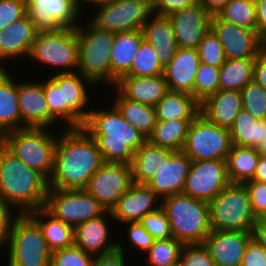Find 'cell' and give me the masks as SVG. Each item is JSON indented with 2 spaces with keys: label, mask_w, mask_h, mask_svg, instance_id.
Returning <instances> with one entry per match:
<instances>
[{
  "label": "cell",
  "mask_w": 266,
  "mask_h": 266,
  "mask_svg": "<svg viewBox=\"0 0 266 266\" xmlns=\"http://www.w3.org/2000/svg\"><path fill=\"white\" fill-rule=\"evenodd\" d=\"M200 106V114L220 127L230 129L238 113L243 109L240 91L219 90L205 98Z\"/></svg>",
  "instance_id": "obj_26"
},
{
  "label": "cell",
  "mask_w": 266,
  "mask_h": 266,
  "mask_svg": "<svg viewBox=\"0 0 266 266\" xmlns=\"http://www.w3.org/2000/svg\"><path fill=\"white\" fill-rule=\"evenodd\" d=\"M8 69H0V138L5 133L21 129L18 81Z\"/></svg>",
  "instance_id": "obj_30"
},
{
  "label": "cell",
  "mask_w": 266,
  "mask_h": 266,
  "mask_svg": "<svg viewBox=\"0 0 266 266\" xmlns=\"http://www.w3.org/2000/svg\"><path fill=\"white\" fill-rule=\"evenodd\" d=\"M109 0H76V3H77V7L80 11H83L84 10V13L85 11L87 10V7L85 6L86 5H89L88 9L92 8V6H96V5H99V4H102V3H106L108 2ZM85 7V8H84Z\"/></svg>",
  "instance_id": "obj_60"
},
{
  "label": "cell",
  "mask_w": 266,
  "mask_h": 266,
  "mask_svg": "<svg viewBox=\"0 0 266 266\" xmlns=\"http://www.w3.org/2000/svg\"><path fill=\"white\" fill-rule=\"evenodd\" d=\"M243 110L257 120H266V90L252 80L241 91Z\"/></svg>",
  "instance_id": "obj_43"
},
{
  "label": "cell",
  "mask_w": 266,
  "mask_h": 266,
  "mask_svg": "<svg viewBox=\"0 0 266 266\" xmlns=\"http://www.w3.org/2000/svg\"><path fill=\"white\" fill-rule=\"evenodd\" d=\"M53 72L54 70L51 72L53 75L51 74L49 78L42 81L50 115L60 123L59 125L64 122L61 130L62 128H82L91 110L89 107L93 105L91 90L88 89L95 85L77 71L73 73Z\"/></svg>",
  "instance_id": "obj_4"
},
{
  "label": "cell",
  "mask_w": 266,
  "mask_h": 266,
  "mask_svg": "<svg viewBox=\"0 0 266 266\" xmlns=\"http://www.w3.org/2000/svg\"><path fill=\"white\" fill-rule=\"evenodd\" d=\"M252 180L266 183V158L261 156L259 157L255 174Z\"/></svg>",
  "instance_id": "obj_59"
},
{
  "label": "cell",
  "mask_w": 266,
  "mask_h": 266,
  "mask_svg": "<svg viewBox=\"0 0 266 266\" xmlns=\"http://www.w3.org/2000/svg\"><path fill=\"white\" fill-rule=\"evenodd\" d=\"M154 109L157 121L194 120L200 114L199 102L185 92L168 91Z\"/></svg>",
  "instance_id": "obj_32"
},
{
  "label": "cell",
  "mask_w": 266,
  "mask_h": 266,
  "mask_svg": "<svg viewBox=\"0 0 266 266\" xmlns=\"http://www.w3.org/2000/svg\"><path fill=\"white\" fill-rule=\"evenodd\" d=\"M249 196L252 211L255 218H266V183L256 180H249L244 183Z\"/></svg>",
  "instance_id": "obj_48"
},
{
  "label": "cell",
  "mask_w": 266,
  "mask_h": 266,
  "mask_svg": "<svg viewBox=\"0 0 266 266\" xmlns=\"http://www.w3.org/2000/svg\"><path fill=\"white\" fill-rule=\"evenodd\" d=\"M26 15L38 31L75 29L84 16L76 0H26Z\"/></svg>",
  "instance_id": "obj_15"
},
{
  "label": "cell",
  "mask_w": 266,
  "mask_h": 266,
  "mask_svg": "<svg viewBox=\"0 0 266 266\" xmlns=\"http://www.w3.org/2000/svg\"><path fill=\"white\" fill-rule=\"evenodd\" d=\"M95 256L87 254L73 245L69 248L53 251L50 266H93Z\"/></svg>",
  "instance_id": "obj_45"
},
{
  "label": "cell",
  "mask_w": 266,
  "mask_h": 266,
  "mask_svg": "<svg viewBox=\"0 0 266 266\" xmlns=\"http://www.w3.org/2000/svg\"><path fill=\"white\" fill-rule=\"evenodd\" d=\"M229 0H199V3L211 14L217 13L227 4Z\"/></svg>",
  "instance_id": "obj_58"
},
{
  "label": "cell",
  "mask_w": 266,
  "mask_h": 266,
  "mask_svg": "<svg viewBox=\"0 0 266 266\" xmlns=\"http://www.w3.org/2000/svg\"><path fill=\"white\" fill-rule=\"evenodd\" d=\"M232 146L229 129L199 114L190 124L183 152L192 160H226Z\"/></svg>",
  "instance_id": "obj_12"
},
{
  "label": "cell",
  "mask_w": 266,
  "mask_h": 266,
  "mask_svg": "<svg viewBox=\"0 0 266 266\" xmlns=\"http://www.w3.org/2000/svg\"><path fill=\"white\" fill-rule=\"evenodd\" d=\"M259 266H266V259L265 262L263 264H260Z\"/></svg>",
  "instance_id": "obj_64"
},
{
  "label": "cell",
  "mask_w": 266,
  "mask_h": 266,
  "mask_svg": "<svg viewBox=\"0 0 266 266\" xmlns=\"http://www.w3.org/2000/svg\"><path fill=\"white\" fill-rule=\"evenodd\" d=\"M146 1L151 7H154L159 0H143Z\"/></svg>",
  "instance_id": "obj_62"
},
{
  "label": "cell",
  "mask_w": 266,
  "mask_h": 266,
  "mask_svg": "<svg viewBox=\"0 0 266 266\" xmlns=\"http://www.w3.org/2000/svg\"><path fill=\"white\" fill-rule=\"evenodd\" d=\"M112 214L107 211L100 217L88 220L73 228L74 245L81 248L87 254L100 256L117 250V240L110 237V223ZM109 227V228H108Z\"/></svg>",
  "instance_id": "obj_22"
},
{
  "label": "cell",
  "mask_w": 266,
  "mask_h": 266,
  "mask_svg": "<svg viewBox=\"0 0 266 266\" xmlns=\"http://www.w3.org/2000/svg\"><path fill=\"white\" fill-rule=\"evenodd\" d=\"M115 87L128 99L155 106L169 91L163 74L155 76H122Z\"/></svg>",
  "instance_id": "obj_28"
},
{
  "label": "cell",
  "mask_w": 266,
  "mask_h": 266,
  "mask_svg": "<svg viewBox=\"0 0 266 266\" xmlns=\"http://www.w3.org/2000/svg\"><path fill=\"white\" fill-rule=\"evenodd\" d=\"M160 207L161 199L147 184L132 183L110 210L112 222L114 220L115 223L122 224V226L128 222H140L146 214L152 213Z\"/></svg>",
  "instance_id": "obj_19"
},
{
  "label": "cell",
  "mask_w": 266,
  "mask_h": 266,
  "mask_svg": "<svg viewBox=\"0 0 266 266\" xmlns=\"http://www.w3.org/2000/svg\"><path fill=\"white\" fill-rule=\"evenodd\" d=\"M7 266H50L52 251L39 225L28 215L18 214L10 228Z\"/></svg>",
  "instance_id": "obj_8"
},
{
  "label": "cell",
  "mask_w": 266,
  "mask_h": 266,
  "mask_svg": "<svg viewBox=\"0 0 266 266\" xmlns=\"http://www.w3.org/2000/svg\"><path fill=\"white\" fill-rule=\"evenodd\" d=\"M197 51L200 63L220 67L226 60L223 47L211 28L199 43Z\"/></svg>",
  "instance_id": "obj_44"
},
{
  "label": "cell",
  "mask_w": 266,
  "mask_h": 266,
  "mask_svg": "<svg viewBox=\"0 0 266 266\" xmlns=\"http://www.w3.org/2000/svg\"><path fill=\"white\" fill-rule=\"evenodd\" d=\"M18 103L21 128L45 127L54 129L52 128L54 125L58 126L57 121L50 115L42 87V79L38 82L18 81Z\"/></svg>",
  "instance_id": "obj_20"
},
{
  "label": "cell",
  "mask_w": 266,
  "mask_h": 266,
  "mask_svg": "<svg viewBox=\"0 0 266 266\" xmlns=\"http://www.w3.org/2000/svg\"><path fill=\"white\" fill-rule=\"evenodd\" d=\"M253 80L266 90V46L255 58Z\"/></svg>",
  "instance_id": "obj_55"
},
{
  "label": "cell",
  "mask_w": 266,
  "mask_h": 266,
  "mask_svg": "<svg viewBox=\"0 0 266 266\" xmlns=\"http://www.w3.org/2000/svg\"><path fill=\"white\" fill-rule=\"evenodd\" d=\"M114 98L111 100L121 112L123 118L142 135L148 138L155 129L157 118L153 106L138 103L126 98L115 86L112 87ZM116 90V91H114Z\"/></svg>",
  "instance_id": "obj_34"
},
{
  "label": "cell",
  "mask_w": 266,
  "mask_h": 266,
  "mask_svg": "<svg viewBox=\"0 0 266 266\" xmlns=\"http://www.w3.org/2000/svg\"><path fill=\"white\" fill-rule=\"evenodd\" d=\"M91 107L82 128L96 141L104 162L131 164L135 151L147 138L130 125L112 103Z\"/></svg>",
  "instance_id": "obj_2"
},
{
  "label": "cell",
  "mask_w": 266,
  "mask_h": 266,
  "mask_svg": "<svg viewBox=\"0 0 266 266\" xmlns=\"http://www.w3.org/2000/svg\"><path fill=\"white\" fill-rule=\"evenodd\" d=\"M37 33L36 26L27 15L2 28L0 30V69H7L6 64L10 60L28 57ZM4 63L6 64L3 65Z\"/></svg>",
  "instance_id": "obj_23"
},
{
  "label": "cell",
  "mask_w": 266,
  "mask_h": 266,
  "mask_svg": "<svg viewBox=\"0 0 266 266\" xmlns=\"http://www.w3.org/2000/svg\"><path fill=\"white\" fill-rule=\"evenodd\" d=\"M217 16L227 23L256 30L255 5L247 0H229Z\"/></svg>",
  "instance_id": "obj_40"
},
{
  "label": "cell",
  "mask_w": 266,
  "mask_h": 266,
  "mask_svg": "<svg viewBox=\"0 0 266 266\" xmlns=\"http://www.w3.org/2000/svg\"><path fill=\"white\" fill-rule=\"evenodd\" d=\"M140 223L154 238V240H162L173 237L170 222L161 207L152 213L146 214L140 220Z\"/></svg>",
  "instance_id": "obj_46"
},
{
  "label": "cell",
  "mask_w": 266,
  "mask_h": 266,
  "mask_svg": "<svg viewBox=\"0 0 266 266\" xmlns=\"http://www.w3.org/2000/svg\"><path fill=\"white\" fill-rule=\"evenodd\" d=\"M211 29L217 35L226 59L256 58L266 43L256 30L247 29L212 15Z\"/></svg>",
  "instance_id": "obj_17"
},
{
  "label": "cell",
  "mask_w": 266,
  "mask_h": 266,
  "mask_svg": "<svg viewBox=\"0 0 266 266\" xmlns=\"http://www.w3.org/2000/svg\"><path fill=\"white\" fill-rule=\"evenodd\" d=\"M174 153L173 150L153 145L147 140L135 151L130 164L132 182L146 184L156 175V170L163 164L164 159H169Z\"/></svg>",
  "instance_id": "obj_31"
},
{
  "label": "cell",
  "mask_w": 266,
  "mask_h": 266,
  "mask_svg": "<svg viewBox=\"0 0 266 266\" xmlns=\"http://www.w3.org/2000/svg\"><path fill=\"white\" fill-rule=\"evenodd\" d=\"M256 12V32L266 43V0H260L255 5Z\"/></svg>",
  "instance_id": "obj_56"
},
{
  "label": "cell",
  "mask_w": 266,
  "mask_h": 266,
  "mask_svg": "<svg viewBox=\"0 0 266 266\" xmlns=\"http://www.w3.org/2000/svg\"><path fill=\"white\" fill-rule=\"evenodd\" d=\"M132 183L129 164L104 162L91 176L85 190L110 211Z\"/></svg>",
  "instance_id": "obj_14"
},
{
  "label": "cell",
  "mask_w": 266,
  "mask_h": 266,
  "mask_svg": "<svg viewBox=\"0 0 266 266\" xmlns=\"http://www.w3.org/2000/svg\"><path fill=\"white\" fill-rule=\"evenodd\" d=\"M17 215L10 206L0 201V249L7 248L11 224Z\"/></svg>",
  "instance_id": "obj_51"
},
{
  "label": "cell",
  "mask_w": 266,
  "mask_h": 266,
  "mask_svg": "<svg viewBox=\"0 0 266 266\" xmlns=\"http://www.w3.org/2000/svg\"><path fill=\"white\" fill-rule=\"evenodd\" d=\"M103 163L96 141L83 128L62 129L58 132L48 188L85 189Z\"/></svg>",
  "instance_id": "obj_1"
},
{
  "label": "cell",
  "mask_w": 266,
  "mask_h": 266,
  "mask_svg": "<svg viewBox=\"0 0 266 266\" xmlns=\"http://www.w3.org/2000/svg\"><path fill=\"white\" fill-rule=\"evenodd\" d=\"M220 67L200 63L194 81V98L201 103L219 91Z\"/></svg>",
  "instance_id": "obj_42"
},
{
  "label": "cell",
  "mask_w": 266,
  "mask_h": 266,
  "mask_svg": "<svg viewBox=\"0 0 266 266\" xmlns=\"http://www.w3.org/2000/svg\"><path fill=\"white\" fill-rule=\"evenodd\" d=\"M75 28L78 37V72L88 78L96 87L99 84L111 86V45L115 33L102 30L86 18L85 27ZM87 25V26H86Z\"/></svg>",
  "instance_id": "obj_7"
},
{
  "label": "cell",
  "mask_w": 266,
  "mask_h": 266,
  "mask_svg": "<svg viewBox=\"0 0 266 266\" xmlns=\"http://www.w3.org/2000/svg\"><path fill=\"white\" fill-rule=\"evenodd\" d=\"M53 132L45 127H24L5 133L0 142L21 162L49 180L58 141V131L56 135Z\"/></svg>",
  "instance_id": "obj_6"
},
{
  "label": "cell",
  "mask_w": 266,
  "mask_h": 266,
  "mask_svg": "<svg viewBox=\"0 0 266 266\" xmlns=\"http://www.w3.org/2000/svg\"><path fill=\"white\" fill-rule=\"evenodd\" d=\"M252 238L251 231L212 230L203 244L216 266H241L246 246Z\"/></svg>",
  "instance_id": "obj_21"
},
{
  "label": "cell",
  "mask_w": 266,
  "mask_h": 266,
  "mask_svg": "<svg viewBox=\"0 0 266 266\" xmlns=\"http://www.w3.org/2000/svg\"><path fill=\"white\" fill-rule=\"evenodd\" d=\"M265 259L266 251L252 238L246 246L241 266H259L265 262Z\"/></svg>",
  "instance_id": "obj_53"
},
{
  "label": "cell",
  "mask_w": 266,
  "mask_h": 266,
  "mask_svg": "<svg viewBox=\"0 0 266 266\" xmlns=\"http://www.w3.org/2000/svg\"><path fill=\"white\" fill-rule=\"evenodd\" d=\"M127 229V237L129 244L133 247V250L142 251V254L146 253L150 246L154 242V238L149 234V232L141 225L140 222H128L125 223Z\"/></svg>",
  "instance_id": "obj_49"
},
{
  "label": "cell",
  "mask_w": 266,
  "mask_h": 266,
  "mask_svg": "<svg viewBox=\"0 0 266 266\" xmlns=\"http://www.w3.org/2000/svg\"><path fill=\"white\" fill-rule=\"evenodd\" d=\"M255 58L226 59L220 66L219 90L241 91L253 80Z\"/></svg>",
  "instance_id": "obj_38"
},
{
  "label": "cell",
  "mask_w": 266,
  "mask_h": 266,
  "mask_svg": "<svg viewBox=\"0 0 266 266\" xmlns=\"http://www.w3.org/2000/svg\"><path fill=\"white\" fill-rule=\"evenodd\" d=\"M164 73L154 48L145 40L141 41L139 49L134 56L130 70L124 76H155Z\"/></svg>",
  "instance_id": "obj_41"
},
{
  "label": "cell",
  "mask_w": 266,
  "mask_h": 266,
  "mask_svg": "<svg viewBox=\"0 0 266 266\" xmlns=\"http://www.w3.org/2000/svg\"><path fill=\"white\" fill-rule=\"evenodd\" d=\"M199 3V0H159L153 7V13L160 16H169L175 11Z\"/></svg>",
  "instance_id": "obj_54"
},
{
  "label": "cell",
  "mask_w": 266,
  "mask_h": 266,
  "mask_svg": "<svg viewBox=\"0 0 266 266\" xmlns=\"http://www.w3.org/2000/svg\"><path fill=\"white\" fill-rule=\"evenodd\" d=\"M249 3L256 5L260 0H247Z\"/></svg>",
  "instance_id": "obj_63"
},
{
  "label": "cell",
  "mask_w": 266,
  "mask_h": 266,
  "mask_svg": "<svg viewBox=\"0 0 266 266\" xmlns=\"http://www.w3.org/2000/svg\"><path fill=\"white\" fill-rule=\"evenodd\" d=\"M179 264L180 266H216L203 243L183 245Z\"/></svg>",
  "instance_id": "obj_47"
},
{
  "label": "cell",
  "mask_w": 266,
  "mask_h": 266,
  "mask_svg": "<svg viewBox=\"0 0 266 266\" xmlns=\"http://www.w3.org/2000/svg\"><path fill=\"white\" fill-rule=\"evenodd\" d=\"M48 180L29 168L0 142V201L17 214L45 207Z\"/></svg>",
  "instance_id": "obj_3"
},
{
  "label": "cell",
  "mask_w": 266,
  "mask_h": 266,
  "mask_svg": "<svg viewBox=\"0 0 266 266\" xmlns=\"http://www.w3.org/2000/svg\"><path fill=\"white\" fill-rule=\"evenodd\" d=\"M124 246L123 243L117 241V250L109 254L96 256L93 266H128L126 263L129 259L127 261L125 259L128 256L125 253L127 248Z\"/></svg>",
  "instance_id": "obj_52"
},
{
  "label": "cell",
  "mask_w": 266,
  "mask_h": 266,
  "mask_svg": "<svg viewBox=\"0 0 266 266\" xmlns=\"http://www.w3.org/2000/svg\"><path fill=\"white\" fill-rule=\"evenodd\" d=\"M26 15V0H0V30Z\"/></svg>",
  "instance_id": "obj_50"
},
{
  "label": "cell",
  "mask_w": 266,
  "mask_h": 266,
  "mask_svg": "<svg viewBox=\"0 0 266 266\" xmlns=\"http://www.w3.org/2000/svg\"><path fill=\"white\" fill-rule=\"evenodd\" d=\"M259 157L256 148L232 145L226 159L229 182L244 184L252 180Z\"/></svg>",
  "instance_id": "obj_36"
},
{
  "label": "cell",
  "mask_w": 266,
  "mask_h": 266,
  "mask_svg": "<svg viewBox=\"0 0 266 266\" xmlns=\"http://www.w3.org/2000/svg\"><path fill=\"white\" fill-rule=\"evenodd\" d=\"M256 150L259 152L261 157L266 158V137L261 142V144H259V146L256 148Z\"/></svg>",
  "instance_id": "obj_61"
},
{
  "label": "cell",
  "mask_w": 266,
  "mask_h": 266,
  "mask_svg": "<svg viewBox=\"0 0 266 266\" xmlns=\"http://www.w3.org/2000/svg\"><path fill=\"white\" fill-rule=\"evenodd\" d=\"M193 120L157 121L147 140L156 146L179 152L183 150Z\"/></svg>",
  "instance_id": "obj_37"
},
{
  "label": "cell",
  "mask_w": 266,
  "mask_h": 266,
  "mask_svg": "<svg viewBox=\"0 0 266 266\" xmlns=\"http://www.w3.org/2000/svg\"><path fill=\"white\" fill-rule=\"evenodd\" d=\"M229 183L226 160L192 161L182 193L210 203Z\"/></svg>",
  "instance_id": "obj_16"
},
{
  "label": "cell",
  "mask_w": 266,
  "mask_h": 266,
  "mask_svg": "<svg viewBox=\"0 0 266 266\" xmlns=\"http://www.w3.org/2000/svg\"><path fill=\"white\" fill-rule=\"evenodd\" d=\"M28 59L42 67L73 73L78 70V37L76 29L60 28L56 31H38L28 54ZM76 68V69H75Z\"/></svg>",
  "instance_id": "obj_9"
},
{
  "label": "cell",
  "mask_w": 266,
  "mask_h": 266,
  "mask_svg": "<svg viewBox=\"0 0 266 266\" xmlns=\"http://www.w3.org/2000/svg\"><path fill=\"white\" fill-rule=\"evenodd\" d=\"M200 59L197 49L178 48L174 57L164 68L169 91L185 92L194 97V81Z\"/></svg>",
  "instance_id": "obj_25"
},
{
  "label": "cell",
  "mask_w": 266,
  "mask_h": 266,
  "mask_svg": "<svg viewBox=\"0 0 266 266\" xmlns=\"http://www.w3.org/2000/svg\"><path fill=\"white\" fill-rule=\"evenodd\" d=\"M168 17L179 48L197 49L211 28L212 15L200 3L175 11Z\"/></svg>",
  "instance_id": "obj_18"
},
{
  "label": "cell",
  "mask_w": 266,
  "mask_h": 266,
  "mask_svg": "<svg viewBox=\"0 0 266 266\" xmlns=\"http://www.w3.org/2000/svg\"><path fill=\"white\" fill-rule=\"evenodd\" d=\"M209 206L211 230L253 231L257 219L244 184L229 183Z\"/></svg>",
  "instance_id": "obj_10"
},
{
  "label": "cell",
  "mask_w": 266,
  "mask_h": 266,
  "mask_svg": "<svg viewBox=\"0 0 266 266\" xmlns=\"http://www.w3.org/2000/svg\"><path fill=\"white\" fill-rule=\"evenodd\" d=\"M28 215L41 228L43 237L52 252L74 245L73 227L57 219L45 207L31 211Z\"/></svg>",
  "instance_id": "obj_33"
},
{
  "label": "cell",
  "mask_w": 266,
  "mask_h": 266,
  "mask_svg": "<svg viewBox=\"0 0 266 266\" xmlns=\"http://www.w3.org/2000/svg\"><path fill=\"white\" fill-rule=\"evenodd\" d=\"M192 160L183 152H175L156 170L146 184L162 200L166 197L180 194L185 187V180L189 174Z\"/></svg>",
  "instance_id": "obj_24"
},
{
  "label": "cell",
  "mask_w": 266,
  "mask_h": 266,
  "mask_svg": "<svg viewBox=\"0 0 266 266\" xmlns=\"http://www.w3.org/2000/svg\"><path fill=\"white\" fill-rule=\"evenodd\" d=\"M173 238L183 245L204 243L210 234L209 203L180 193L161 200Z\"/></svg>",
  "instance_id": "obj_5"
},
{
  "label": "cell",
  "mask_w": 266,
  "mask_h": 266,
  "mask_svg": "<svg viewBox=\"0 0 266 266\" xmlns=\"http://www.w3.org/2000/svg\"><path fill=\"white\" fill-rule=\"evenodd\" d=\"M91 9L97 11L87 19L97 28L115 34L142 30L153 14V7L143 0H109Z\"/></svg>",
  "instance_id": "obj_11"
},
{
  "label": "cell",
  "mask_w": 266,
  "mask_h": 266,
  "mask_svg": "<svg viewBox=\"0 0 266 266\" xmlns=\"http://www.w3.org/2000/svg\"><path fill=\"white\" fill-rule=\"evenodd\" d=\"M183 244L175 238L154 240L149 250L143 254L147 255V266H173L179 263Z\"/></svg>",
  "instance_id": "obj_39"
},
{
  "label": "cell",
  "mask_w": 266,
  "mask_h": 266,
  "mask_svg": "<svg viewBox=\"0 0 266 266\" xmlns=\"http://www.w3.org/2000/svg\"><path fill=\"white\" fill-rule=\"evenodd\" d=\"M144 39L154 48L165 68L178 50L173 25L168 16L152 14L142 27Z\"/></svg>",
  "instance_id": "obj_27"
},
{
  "label": "cell",
  "mask_w": 266,
  "mask_h": 266,
  "mask_svg": "<svg viewBox=\"0 0 266 266\" xmlns=\"http://www.w3.org/2000/svg\"><path fill=\"white\" fill-rule=\"evenodd\" d=\"M143 39L142 30L115 34L111 45V87L130 70Z\"/></svg>",
  "instance_id": "obj_29"
},
{
  "label": "cell",
  "mask_w": 266,
  "mask_h": 266,
  "mask_svg": "<svg viewBox=\"0 0 266 266\" xmlns=\"http://www.w3.org/2000/svg\"><path fill=\"white\" fill-rule=\"evenodd\" d=\"M253 238L264 248L266 251V218L258 219L253 231Z\"/></svg>",
  "instance_id": "obj_57"
},
{
  "label": "cell",
  "mask_w": 266,
  "mask_h": 266,
  "mask_svg": "<svg viewBox=\"0 0 266 266\" xmlns=\"http://www.w3.org/2000/svg\"><path fill=\"white\" fill-rule=\"evenodd\" d=\"M45 208L73 228L107 212L85 189L48 188Z\"/></svg>",
  "instance_id": "obj_13"
},
{
  "label": "cell",
  "mask_w": 266,
  "mask_h": 266,
  "mask_svg": "<svg viewBox=\"0 0 266 266\" xmlns=\"http://www.w3.org/2000/svg\"><path fill=\"white\" fill-rule=\"evenodd\" d=\"M229 132L232 145L257 148L266 137V120H257L242 109Z\"/></svg>",
  "instance_id": "obj_35"
}]
</instances>
